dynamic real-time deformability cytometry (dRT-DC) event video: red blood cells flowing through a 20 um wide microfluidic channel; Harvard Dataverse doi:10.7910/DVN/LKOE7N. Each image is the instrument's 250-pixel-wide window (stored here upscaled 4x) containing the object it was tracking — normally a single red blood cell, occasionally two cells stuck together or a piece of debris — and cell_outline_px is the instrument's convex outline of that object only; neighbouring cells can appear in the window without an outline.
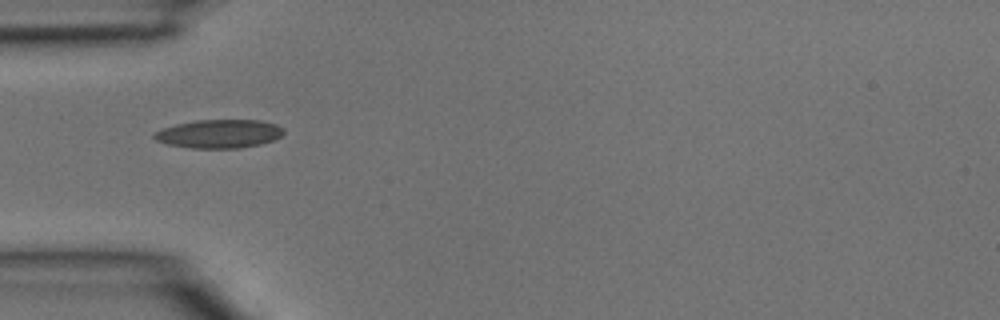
{"species": "common noctule bat (a hibernating species)", "species_latin": "Nyctalus noctula", "temperature_condition": "room temperature", "stored_images_in_passage": 3, "camera_frame_rate_fps": 3000, "um_per_image_px": 0.085, "animal": {"sex": "male", "body_mass_g": 15.6}, "frame": {"image": 1, "passage_image": 3, "time_ms": 0.667, "image_size_px": [1000, 320], "cell_outline_px": [[284, 132], [280, 136], [272, 140], [260, 144], [240, 148], [192, 148], [168, 144], [156, 140], [152, 136], [152, 132], [176, 124], [196, 120], [260, 120], [276, 124], [284, 128]], "centroid_in_image_um": [18.61, 11.37], "position_along_channel_um": 66.4, "area_um2": 21.5}}